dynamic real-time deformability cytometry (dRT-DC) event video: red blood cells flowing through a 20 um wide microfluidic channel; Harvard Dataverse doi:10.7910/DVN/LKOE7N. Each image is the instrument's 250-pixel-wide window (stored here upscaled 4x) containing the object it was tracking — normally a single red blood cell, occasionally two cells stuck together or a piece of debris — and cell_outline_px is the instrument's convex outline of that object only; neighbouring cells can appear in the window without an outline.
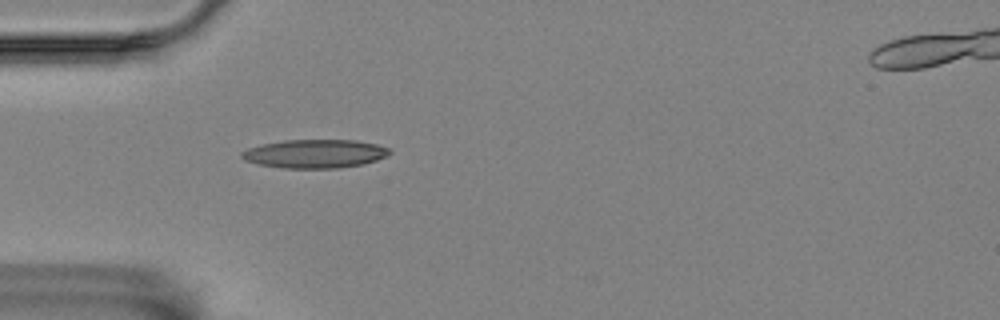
{"species": "Egyptian fruit bat (a non-hibernating species)", "species_latin": "Rousettus aegyptiacus", "temperature_condition": "room temperature", "stored_images_in_passage": 5, "camera_frame_rate_fps": 3000, "um_per_image_px": 0.085, "animal": {"sex": "female"}, "frame": {"image": 1, "passage_image": 5, "time_ms": 1.333, "image_size_px": [1000, 320], "cell_outline_px": [[392, 152], [388, 156], [364, 164], [340, 168], [284, 168], [260, 164], [244, 160], [240, 156], [240, 152], [248, 148], [260, 144], [284, 140], [356, 140], [376, 144], [392, 148]], "centroid_in_image_um": [26.8, 13.06], "position_along_channel_um": 58.2, "area_um2": 24.85}}